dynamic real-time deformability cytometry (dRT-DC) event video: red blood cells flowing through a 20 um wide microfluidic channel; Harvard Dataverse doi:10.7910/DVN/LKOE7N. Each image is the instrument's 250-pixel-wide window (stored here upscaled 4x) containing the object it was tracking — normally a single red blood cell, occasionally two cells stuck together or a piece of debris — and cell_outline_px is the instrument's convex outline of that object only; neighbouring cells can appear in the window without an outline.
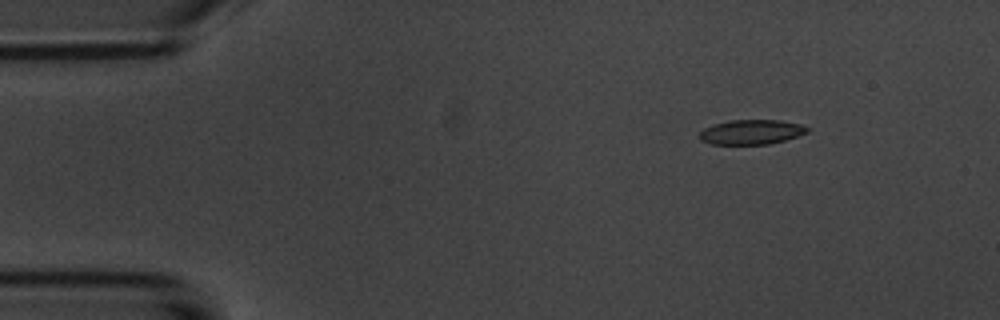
{"species": "common noctule bat (a hibernating species)", "species_latin": "Nyctalus noctula", "temperature_condition": "room temperature", "stored_images_in_passage": 11, "camera_frame_rate_fps": 3000, "um_per_image_px": 0.085, "animal": {"sex": "male", "body_mass_g": 20.1, "forearm_length_mm": 53.5}, "frame": {"image": 1, "passage_image": 2, "time_ms": 2.0, "image_size_px": [1000, 320], "cell_outline_px": [[808, 132], [784, 140], [768, 144], [712, 144], [700, 140], [700, 132], [704, 128], [712, 124], [728, 120], [780, 120], [800, 124], [808, 128]], "centroid_in_image_um": [63.83, 11.21], "position_along_channel_um": 21.2, "area_um2": 15.43}}
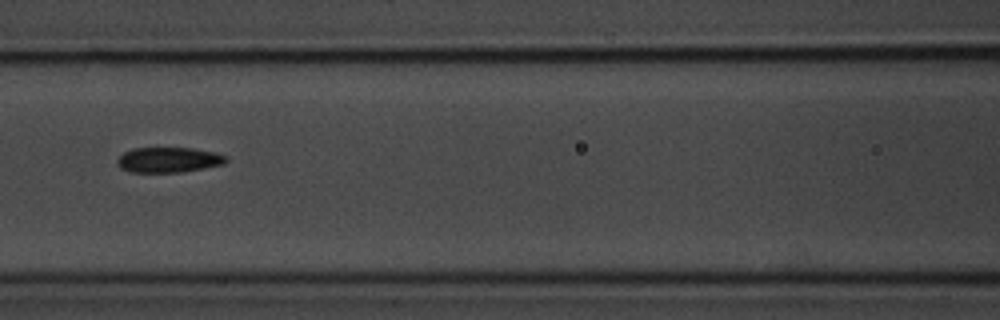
{"frame": {"image": 2, "passage_image": 7, "time_ms": 7.667, "image_size_px": [1000, 320], "cell_outline_px": [[228, 160], [224, 164], [180, 172], [132, 172], [120, 168], [116, 164], [116, 160], [124, 152], [132, 148], [192, 148], [216, 152], [228, 156]], "centroid_in_image_um": [14.33, 13.58], "position_along_channel_um": 152.3, "area_um2": 16.07}}
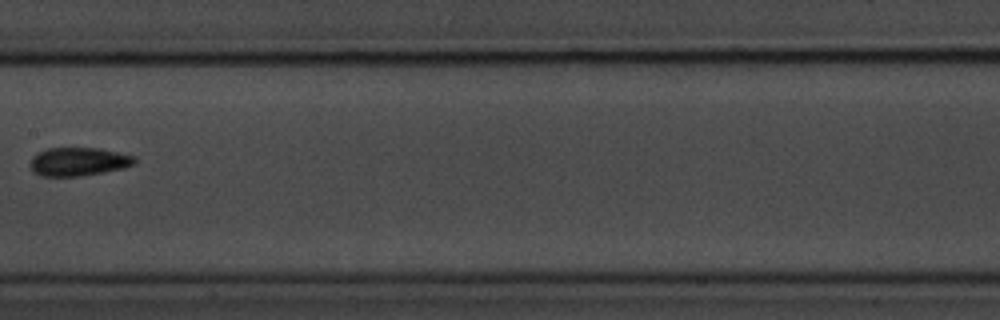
{"frame": {"image": 3, "passage_image": 8, "time_ms": 9.0, "image_size_px": [1000, 320], "cell_outline_px": [[136, 164], [124, 168], [104, 172], [80, 176], [40, 176], [32, 172], [28, 164], [32, 156], [36, 152], [44, 148], [100, 148], [136, 156]], "centroid_in_image_um": [6.63, 13.73], "position_along_channel_um": 200.8, "area_um2": 17.74}}